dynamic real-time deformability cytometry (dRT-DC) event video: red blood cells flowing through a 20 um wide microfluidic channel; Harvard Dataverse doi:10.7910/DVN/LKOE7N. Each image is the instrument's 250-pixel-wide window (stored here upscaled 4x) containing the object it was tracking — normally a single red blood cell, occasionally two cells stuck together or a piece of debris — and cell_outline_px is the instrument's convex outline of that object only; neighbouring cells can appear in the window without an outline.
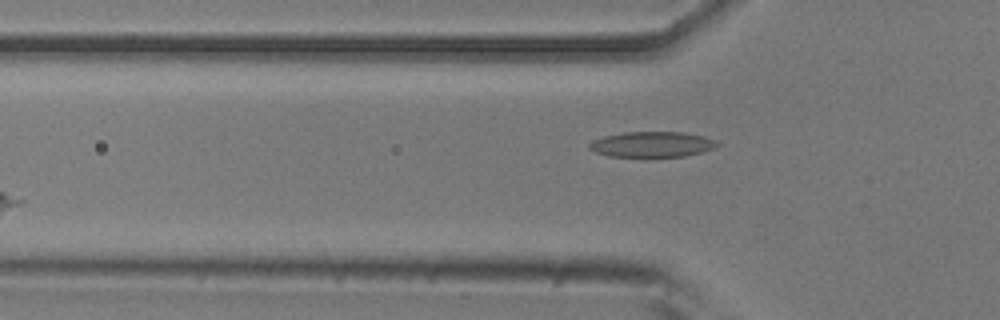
{"species": "common noctule bat (a hibernating species)", "species_latin": "Nyctalus noctula", "temperature_condition": "room temperature", "stored_images_in_passage": 2, "camera_frame_rate_fps": 3000, "um_per_image_px": 0.085, "animal": {"sex": "male", "body_mass_g": 20.5, "forearm_length_mm": 52.5}, "frame": {"image": 1, "passage_image": 2, "time_ms": 0.333, "image_size_px": [1000, 320], "cell_outline_px": [[720, 144], [712, 148], [700, 152], [684, 156], [644, 160], [608, 156], [596, 152], [588, 148], [588, 144], [592, 140], [604, 136], [624, 132], [684, 132], [704, 136], [716, 140]], "centroid_in_image_um": [55.37, 12.32], "position_along_channel_um": 70.4, "area_um2": 19.94}}